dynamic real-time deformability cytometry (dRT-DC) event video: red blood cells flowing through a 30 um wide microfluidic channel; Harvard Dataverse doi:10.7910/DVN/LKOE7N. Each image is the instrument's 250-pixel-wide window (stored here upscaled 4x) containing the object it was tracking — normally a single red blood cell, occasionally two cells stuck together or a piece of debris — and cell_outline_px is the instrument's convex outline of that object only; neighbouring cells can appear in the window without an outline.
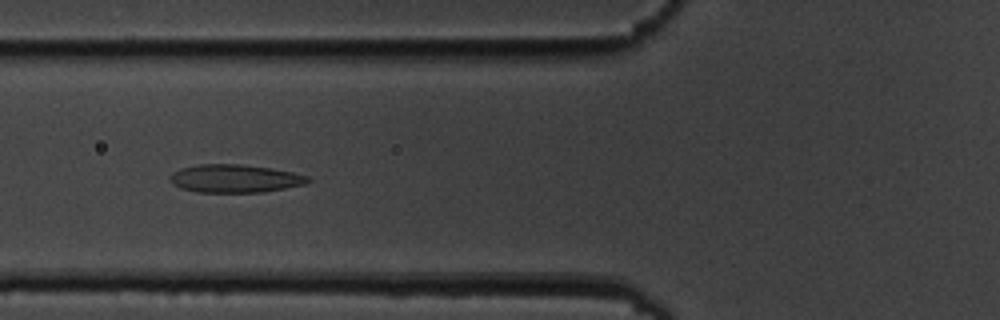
{"species": "common noctule bat (a hibernating species)", "species_latin": "Nyctalus noctula", "temperature_condition": "cold", "stored_images_in_passage": 6, "camera_frame_rate_fps": 3000, "um_per_image_px": 0.085, "animal": {"sex": "male", "body_mass_g": 19.5, "forearm_length_mm": 54.6}, "frame": {"image": 1, "passage_image": 5, "time_ms": 5.0, "image_size_px": [1000, 320], "cell_outline_px": [[312, 180], [304, 184], [284, 188], [260, 192], [196, 192], [180, 188], [172, 184], [172, 176], [180, 168], [200, 164], [240, 164], [272, 168], [292, 172], [308, 176]], "centroid_in_image_um": [19.99, 15.17], "position_along_channel_um": 105.8, "area_um2": 22.31}}
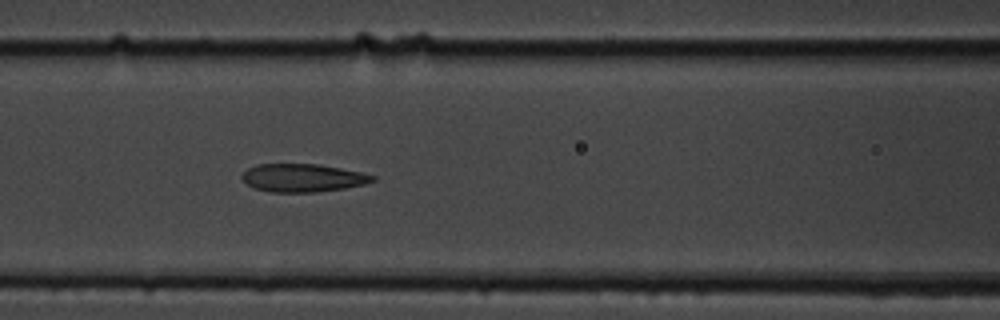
{"frame": {"image": 2, "passage_image": 6, "time_ms": 6.0, "image_size_px": [1000, 320], "cell_outline_px": [[376, 180], [364, 184], [344, 188], [316, 192], [272, 192], [252, 188], [240, 176], [248, 168], [256, 164], [316, 164], [340, 168], [360, 172], [376, 176]], "centroid_in_image_um": [25.72, 15.12], "position_along_channel_um": 140.9, "area_um2": 21.27}}